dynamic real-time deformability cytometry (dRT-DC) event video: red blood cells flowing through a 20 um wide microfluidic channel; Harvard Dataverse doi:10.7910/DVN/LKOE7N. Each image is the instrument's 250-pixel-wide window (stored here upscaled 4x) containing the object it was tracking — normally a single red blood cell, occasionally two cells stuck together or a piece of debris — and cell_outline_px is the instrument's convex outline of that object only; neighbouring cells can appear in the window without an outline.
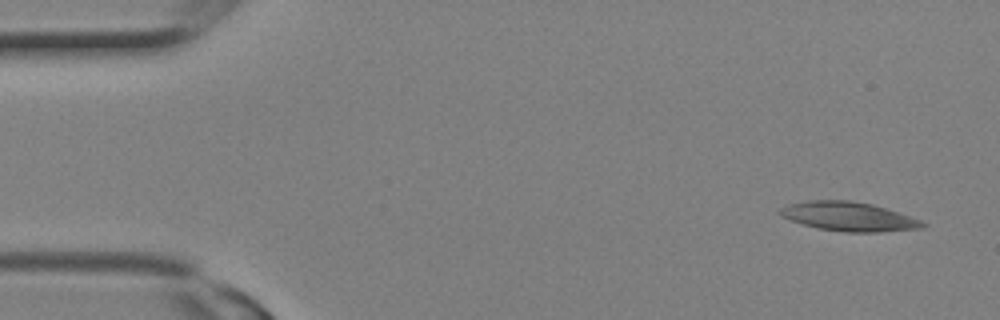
{"species": "Egyptian fruit bat (a non-hibernating species)", "species_latin": "Rousettus aegyptiacus", "temperature_condition": "room temperature", "stored_images_in_passage": 2, "camera_frame_rate_fps": 3000, "um_per_image_px": 0.085, "animal": {"sex": "female"}, "frame": {"image": 1, "passage_image": 1, "time_ms": 0.0, "image_size_px": [1000, 320], "cell_outline_px": [[928, 224], [920, 228], [880, 232], [844, 232], [820, 228], [804, 224], [780, 216], [776, 212], [780, 208], [788, 204], [812, 200], [852, 200], [872, 204], [920, 220]], "centroid_in_image_um": [72.1, 18.4], "position_along_channel_um": 12.9, "area_um2": 23.87}}
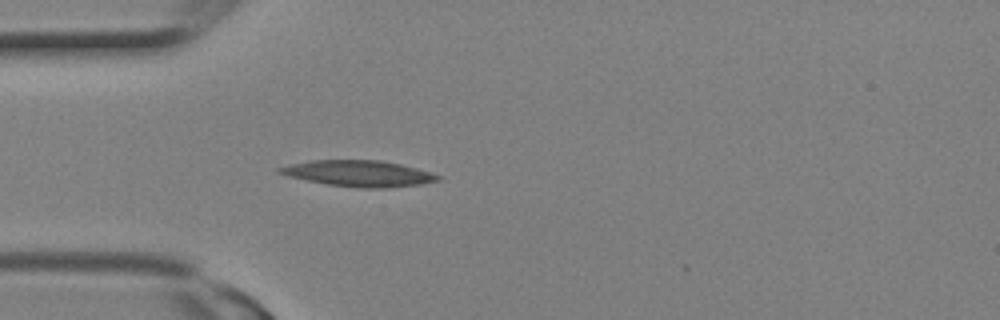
{"frame": {"image": 2, "passage_image": 2, "time_ms": 0.333, "image_size_px": [1000, 320], "cell_outline_px": [[440, 180], [420, 184], [388, 188], [356, 188], [328, 184], [288, 176], [276, 172], [276, 168], [292, 164], [312, 160], [380, 160], [400, 164], [416, 168], [440, 176]], "centroid_in_image_um": [30.47, 14.75], "position_along_channel_um": 54.5, "area_um2": 23.87}}